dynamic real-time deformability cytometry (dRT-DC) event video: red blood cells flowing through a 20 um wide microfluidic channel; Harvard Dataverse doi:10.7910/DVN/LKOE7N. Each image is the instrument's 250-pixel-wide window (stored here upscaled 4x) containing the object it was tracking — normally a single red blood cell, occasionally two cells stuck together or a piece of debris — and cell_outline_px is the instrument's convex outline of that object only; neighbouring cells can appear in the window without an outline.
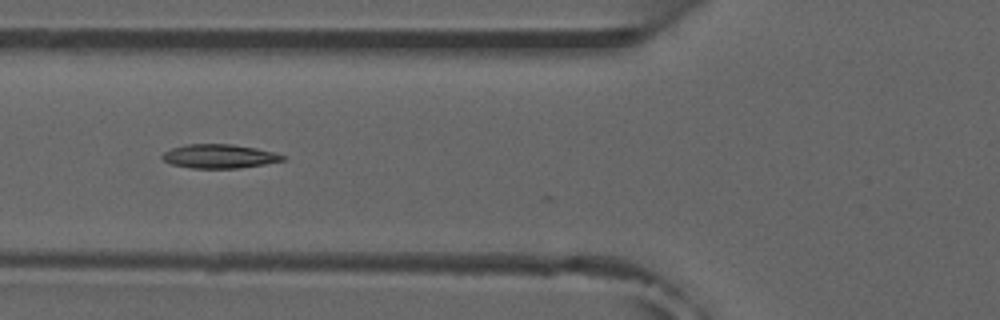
{"species": "common noctule bat (a hibernating species)", "species_latin": "Nyctalus noctula", "temperature_condition": "room temperature", "stored_images_in_passage": 6, "camera_frame_rate_fps": 3000, "um_per_image_px": 0.085, "animal": {"sex": "male", "forearm_length_mm": 52.5}, "frame": {"image": 1, "passage_image": 4, "time_ms": 3.333, "image_size_px": [1000, 320], "cell_outline_px": [[288, 160], [240, 168], [192, 168], [172, 164], [164, 160], [160, 156], [164, 152], [172, 148], [188, 144], [232, 144], [256, 148], [276, 152], [288, 156]], "centroid_in_image_um": [18.72, 13.28], "position_along_channel_um": 107.1, "area_um2": 16.94}}
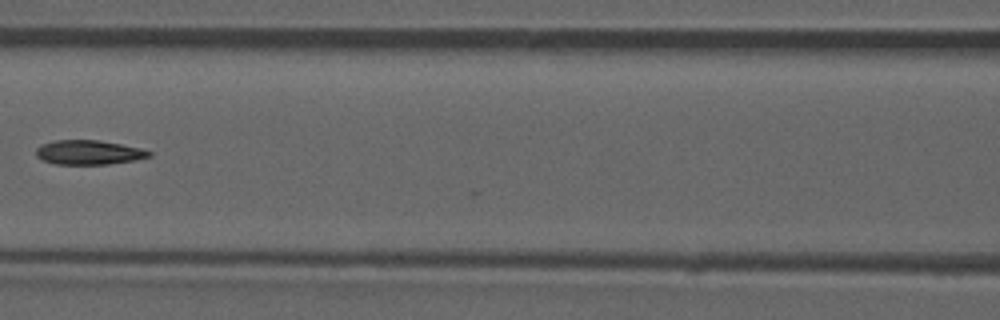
{"frame": {"image": 2, "passage_image": 5, "time_ms": 4.667, "image_size_px": [1000, 320], "cell_outline_px": [[152, 156], [136, 160], [108, 164], [56, 164], [40, 160], [36, 156], [36, 148], [40, 144], [52, 140], [100, 140], [140, 148], [152, 152]], "centroid_in_image_um": [7.51, 12.95], "position_along_channel_um": 159.1, "area_um2": 16.24}}